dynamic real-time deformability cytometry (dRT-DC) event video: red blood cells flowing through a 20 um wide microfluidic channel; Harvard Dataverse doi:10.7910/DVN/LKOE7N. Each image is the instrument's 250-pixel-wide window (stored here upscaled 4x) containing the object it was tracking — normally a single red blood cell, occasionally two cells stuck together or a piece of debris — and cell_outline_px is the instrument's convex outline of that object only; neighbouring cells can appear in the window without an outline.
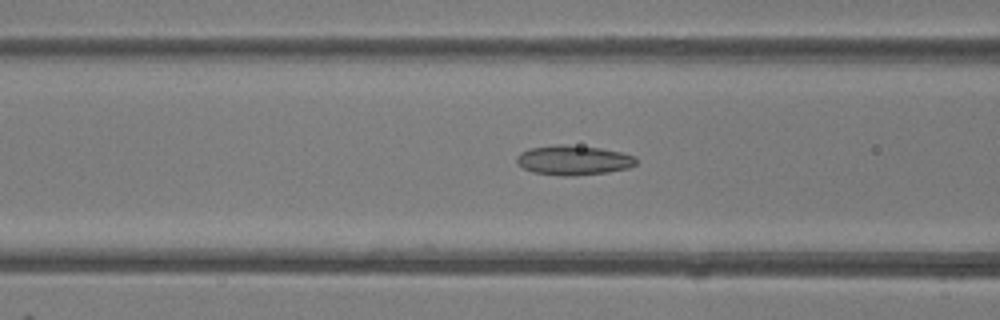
{"species": "common noctule bat (a hibernating species)", "species_latin": "Nyctalus noctula", "temperature_condition": "room temperature", "stored_images_in_passage": 39, "camera_frame_rate_fps": 3000, "um_per_image_px": 0.085, "animal": {"sex": "female"}, "frame": {"image": 1, "passage_image": 10, "time_ms": 3.0, "image_size_px": [1000, 320], "cell_outline_px": [[636, 164], [628, 168], [608, 172], [572, 176], [560, 176], [532, 172], [516, 164], [516, 156], [520, 152], [528, 148], [556, 144], [568, 144], [600, 148], [620, 152], [636, 156]], "centroid_in_image_um": [48.7, 13.61], "position_along_channel_um": 117.9, "area_um2": 20.92}}
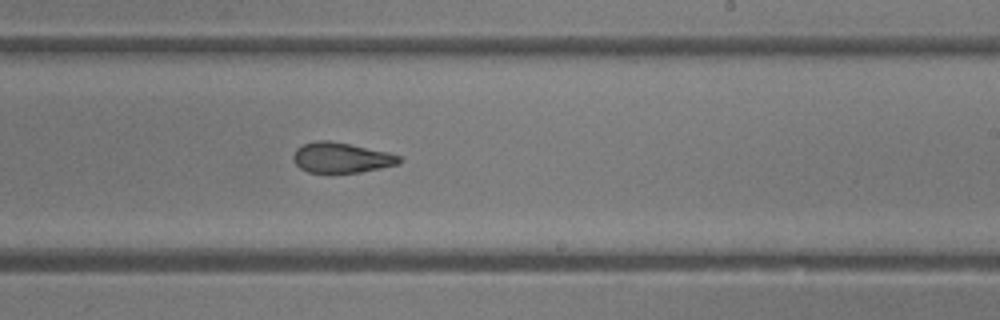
{"frame": {"image": 2, "passage_image": 20, "time_ms": 6.333, "image_size_px": [1000, 320], "cell_outline_px": [[400, 164], [360, 172], [308, 172], [300, 168], [292, 160], [292, 156], [296, 148], [304, 144], [316, 140], [328, 140], [388, 152], [400, 156]], "centroid_in_image_um": [28.98, 13.4], "position_along_channel_um": 260.0, "area_um2": 18.55}}
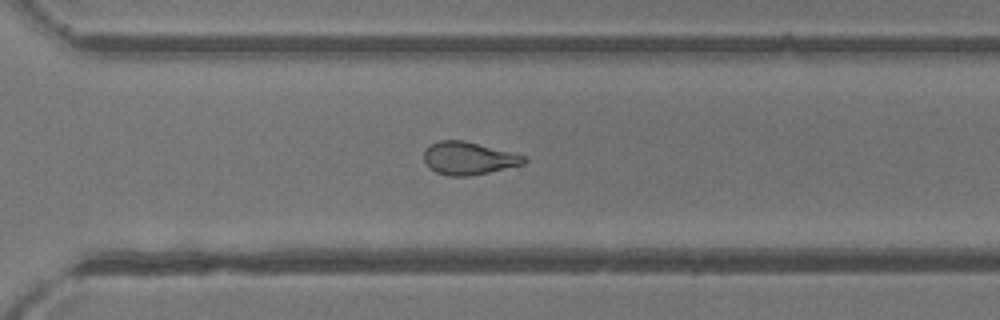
{"frame": {"image": 3, "passage_image": 25, "time_ms": 8.0, "image_size_px": [1000, 320], "cell_outline_px": [[528, 160], [524, 164], [488, 172], [468, 176], [448, 176], [436, 172], [428, 168], [424, 160], [424, 152], [432, 144], [440, 140], [464, 140], [528, 156]], "centroid_in_image_um": [39.85, 13.45], "position_along_channel_um": 330.8, "area_um2": 19.13}, "authors_computed_cell_mechanics": {"area_um2": 19.652, "velocity_mm_per_s": 4.2671, "shape_relaxation_time_tau1_ms": null, "shape_relaxation_time_tau2_ms": 2.3595, "deformation_change_tau1": null, "deformation_change_tau2": 0.0967}}